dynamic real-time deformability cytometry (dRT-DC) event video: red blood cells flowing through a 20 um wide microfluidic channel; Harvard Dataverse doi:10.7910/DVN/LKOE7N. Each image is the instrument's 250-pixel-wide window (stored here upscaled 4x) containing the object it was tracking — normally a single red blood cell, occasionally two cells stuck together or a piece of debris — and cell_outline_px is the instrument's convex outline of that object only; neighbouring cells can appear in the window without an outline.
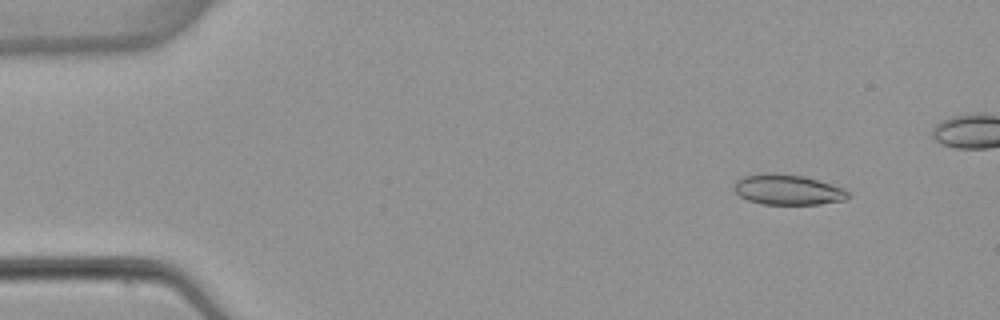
{"species": "common noctule bat (a hibernating species)", "species_latin": "Nyctalus noctula", "temperature_condition": "warm", "stored_images_in_passage": 29, "camera_frame_rate_fps": 3000, "um_per_image_px": 0.085, "animal": {"sex": "female", "body_mass_g": 22.7, "forearm_length_mm": 54.2}, "frame": {"image": 1, "passage_image": 6, "time_ms": 1.667, "image_size_px": [1000, 320], "cell_outline_px": [[848, 196], [844, 200], [820, 204], [764, 204], [748, 200], [740, 196], [732, 188], [736, 180], [744, 176], [760, 172], [776, 172], [804, 176], [844, 188], [848, 192]], "centroid_in_image_um": [66.91, 16.1], "position_along_channel_um": 18.1, "area_um2": 20.29}}
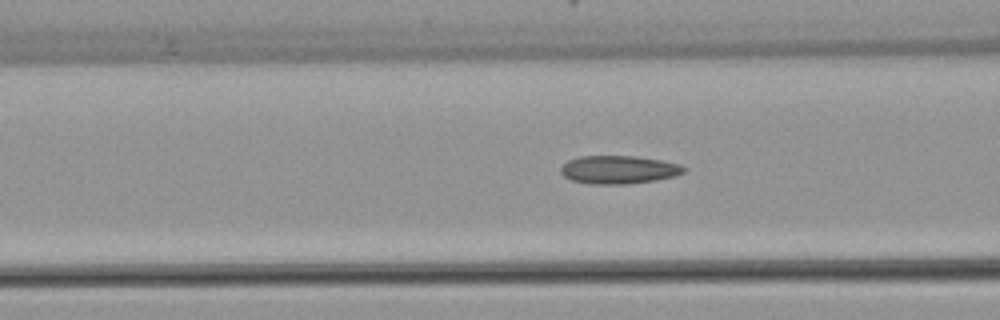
{"frame": {"image": 2, "passage_image": 21, "time_ms": 6.667, "image_size_px": [1000, 320], "cell_outline_px": [[688, 168], [684, 172], [676, 176], [656, 180], [628, 184], [592, 184], [572, 180], [564, 176], [560, 172], [560, 168], [568, 160], [580, 156], [632, 156], [660, 160], [680, 164]], "centroid_in_image_um": [52.61, 14.42], "position_along_channel_um": 114.0, "area_um2": 20.23}}
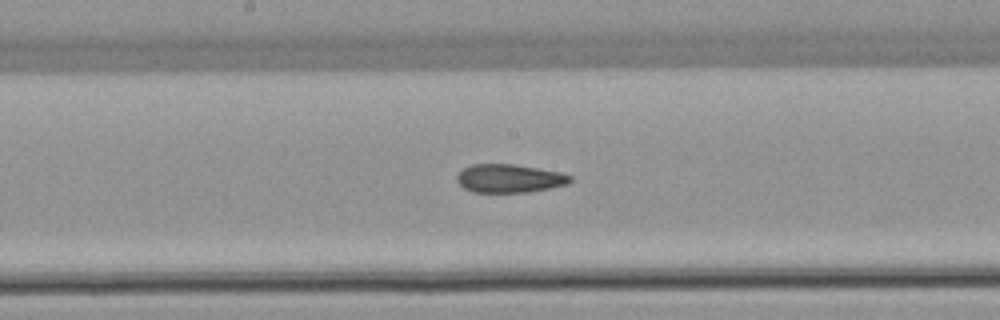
{"frame": {"image": 3, "passage_image": 28, "time_ms": 9.0, "image_size_px": [1000, 320], "cell_outline_px": [[572, 180], [568, 184], [528, 192], [472, 192], [464, 188], [456, 180], [456, 176], [464, 168], [472, 164], [512, 164], [560, 172], [572, 176]], "centroid_in_image_um": [43.28, 15.17], "position_along_channel_um": 204.9, "area_um2": 18.61}}